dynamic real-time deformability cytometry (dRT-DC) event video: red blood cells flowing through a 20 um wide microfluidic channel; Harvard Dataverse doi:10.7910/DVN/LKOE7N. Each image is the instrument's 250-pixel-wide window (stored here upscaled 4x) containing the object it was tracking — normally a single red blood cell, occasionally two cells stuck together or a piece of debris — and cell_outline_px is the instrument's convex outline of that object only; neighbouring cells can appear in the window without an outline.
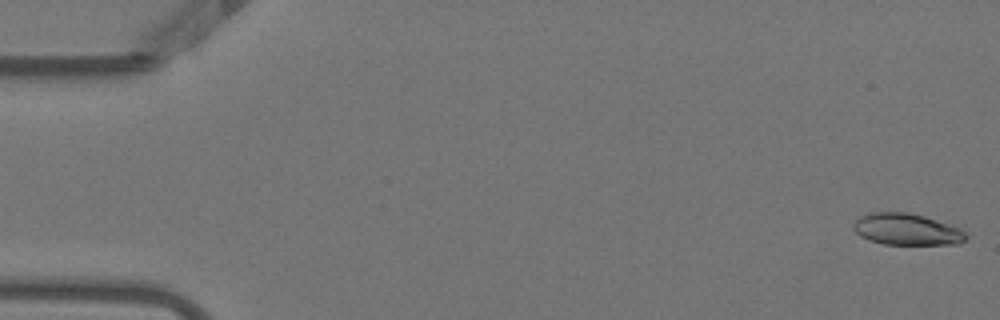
{"species": "Egyptian fruit bat (a non-hibernating species)", "species_latin": "Rousettus aegyptiacus", "temperature_condition": "warm", "stored_images_in_passage": 49, "camera_frame_rate_fps": 3000, "um_per_image_px": 0.085, "animal": {"sex": "female"}, "frame": {"image": 1, "passage_image": 1, "time_ms": 0.0, "image_size_px": [1000, 320], "cell_outline_px": [[968, 236], [960, 244], [884, 244], [868, 240], [860, 236], [852, 228], [852, 224], [860, 216], [868, 212], [908, 212], [924, 216], [960, 228]], "centroid_in_image_um": [77.03, 19.49], "position_along_channel_um": 8.0, "area_um2": 20.75}}
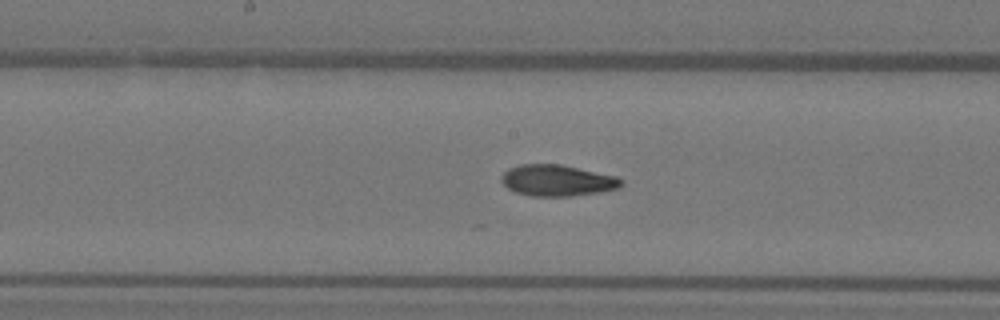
{"frame": {"image": 2, "passage_image": 27, "time_ms": 8.667, "image_size_px": [1000, 320], "cell_outline_px": [[624, 184], [620, 188], [600, 192], [572, 196], [532, 196], [516, 192], [508, 188], [500, 180], [500, 176], [508, 168], [520, 164], [560, 164], [616, 176], [624, 180]], "centroid_in_image_um": [47.38, 15.34], "position_along_channel_um": 200.8, "area_um2": 21.96}}
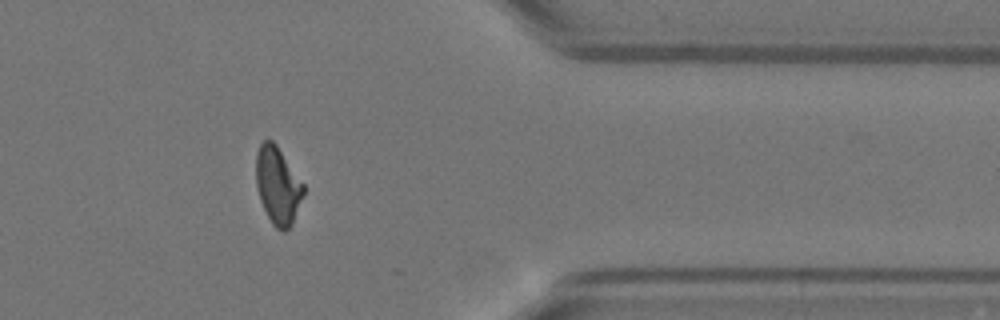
{"frame": {"image": 3, "passage_image": 43, "time_ms": 14.0, "image_size_px": [1000, 320], "cell_outline_px": [[304, 192], [292, 224], [284, 232], [280, 232], [272, 224], [260, 200], [256, 184], [256, 152], [260, 144], [264, 140], [272, 140], [276, 144], [304, 184]], "centroid_in_image_um": [23.6, 15.77], "position_along_channel_um": 387.8, "area_um2": 21.27}, "authors_computed_cell_mechanics": {"area_um2": 21.7328, "velocity_mm_per_s": 3.8572, "shape_relaxation_time_tau1_ms": 8.9917, "shape_relaxation_time_tau2_ms": 1.9836, "deformation_change_tau1": 0.2616, "deformation_change_tau2": 0.0791}}